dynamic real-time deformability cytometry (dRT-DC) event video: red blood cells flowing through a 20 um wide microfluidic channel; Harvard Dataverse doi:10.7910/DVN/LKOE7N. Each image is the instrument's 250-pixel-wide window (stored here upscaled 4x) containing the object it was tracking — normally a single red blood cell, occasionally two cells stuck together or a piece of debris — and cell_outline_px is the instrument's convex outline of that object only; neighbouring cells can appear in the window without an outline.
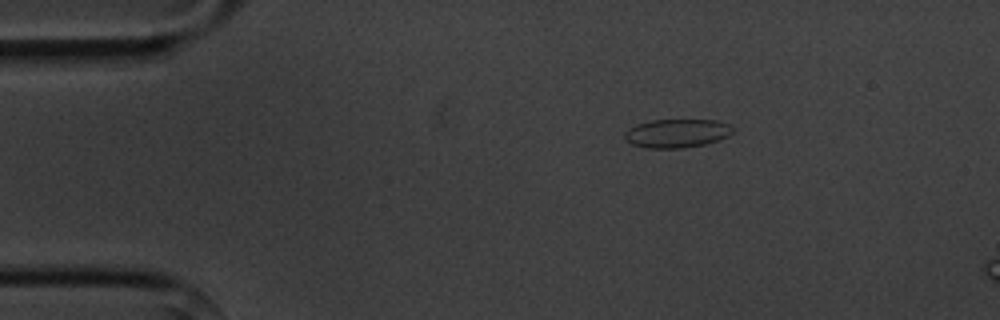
{"species": "common noctule bat (a hibernating species)", "species_latin": "Nyctalus noctula", "temperature_condition": "cold", "stored_images_in_passage": 9, "camera_frame_rate_fps": 3000, "um_per_image_px": 0.085, "animal": {"sex": "male", "body_mass_g": 20.1, "forearm_length_mm": 53.5}, "frame": {"image": 1, "passage_image": 2, "time_ms": 1.0, "image_size_px": [1000, 320], "cell_outline_px": [[732, 132], [728, 136], [720, 140], [704, 144], [684, 148], [644, 148], [632, 144], [624, 140], [624, 132], [628, 128], [636, 124], [652, 120], [716, 120], [732, 124]], "centroid_in_image_um": [57.52, 11.33], "position_along_channel_um": 27.5, "area_um2": 18.26}}
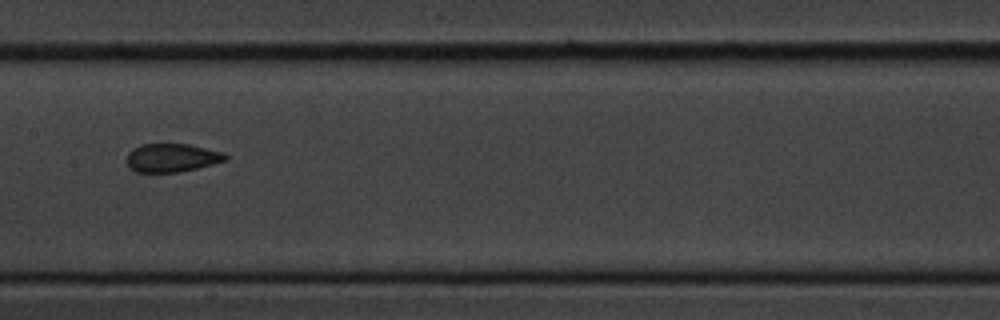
{"frame": {"image": 2, "passage_image": 7, "time_ms": 7.0, "image_size_px": [1000, 320], "cell_outline_px": [[228, 160], [180, 172], [136, 172], [128, 168], [128, 152], [132, 148], [140, 144], [188, 144], [224, 152], [228, 156]], "centroid_in_image_um": [14.61, 13.41], "position_along_channel_um": 192.8, "area_um2": 16.42}}
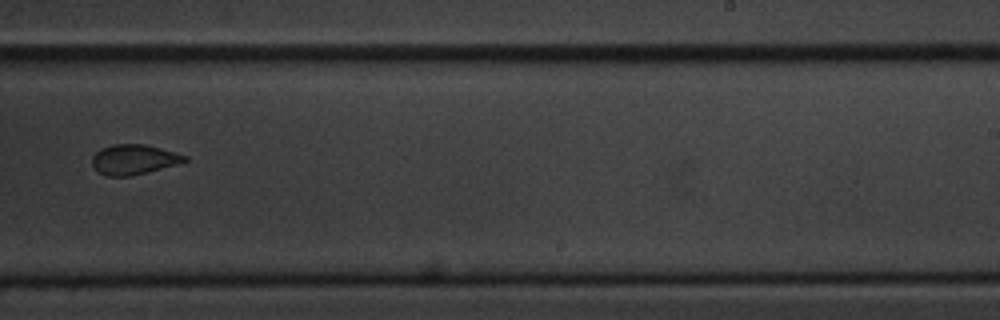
{"frame": {"image": 3, "passage_image": 9, "time_ms": 9.333, "image_size_px": [1000, 320], "cell_outline_px": [[188, 160], [176, 164], [132, 176], [104, 176], [92, 164], [92, 156], [100, 148], [112, 144], [144, 144], [160, 148], [188, 156]], "centroid_in_image_um": [11.35, 13.55], "position_along_channel_um": 277.7, "area_um2": 16.07}}